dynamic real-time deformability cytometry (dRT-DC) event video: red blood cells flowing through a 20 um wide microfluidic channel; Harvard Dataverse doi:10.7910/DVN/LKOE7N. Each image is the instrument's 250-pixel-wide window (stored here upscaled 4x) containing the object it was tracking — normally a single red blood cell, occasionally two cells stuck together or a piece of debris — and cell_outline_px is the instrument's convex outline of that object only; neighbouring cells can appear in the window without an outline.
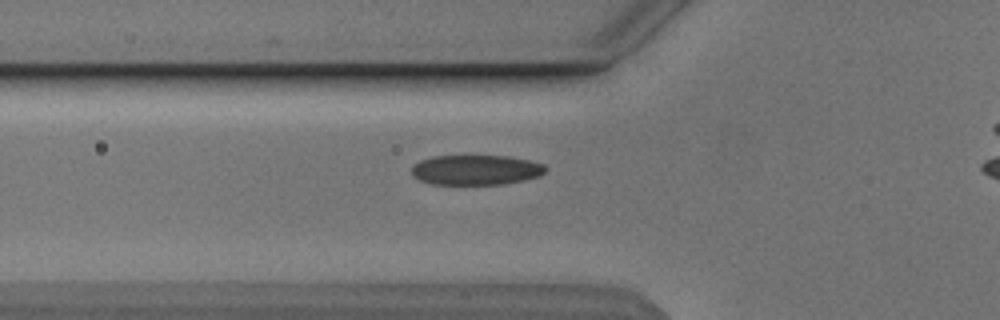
{"species": "Egyptian fruit bat (a non-hibernating species)", "species_latin": "Rousettus aegyptiacus", "temperature_condition": "cold", "stored_images_in_passage": 41, "camera_frame_rate_fps": 3000, "um_per_image_px": 0.085, "animal": {"sex": "male"}, "frame": {"image": 1, "passage_image": 12, "time_ms": 3.667, "image_size_px": [1000, 320], "cell_outline_px": [[548, 168], [540, 176], [524, 180], [500, 184], [432, 184], [420, 180], [412, 176], [412, 164], [420, 160], [432, 156], [508, 156], [528, 160], [544, 164]], "centroid_in_image_um": [40.44, 14.44], "position_along_channel_um": 85.4, "area_um2": 23.47}}
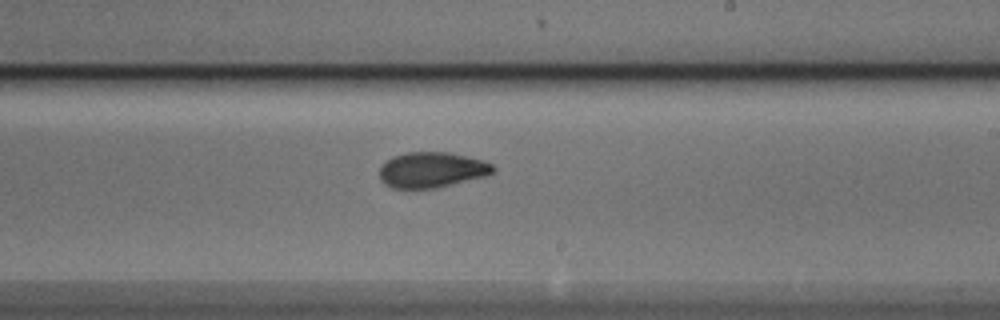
{"frame": {"image": 2, "passage_image": 25, "time_ms": 8.0, "image_size_px": [1000, 320], "cell_outline_px": [[496, 172], [488, 176], [436, 188], [392, 188], [384, 184], [380, 180], [380, 168], [392, 156], [408, 152], [448, 152], [484, 160], [492, 164], [496, 168]], "centroid_in_image_um": [36.75, 14.44], "position_along_channel_um": 252.2, "area_um2": 23.7}}
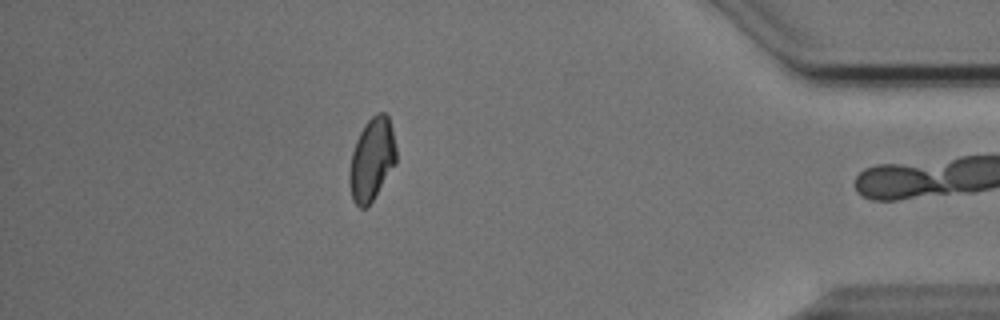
{"frame": {"image": 3, "passage_image": 40, "time_ms": 13.0, "image_size_px": [1000, 320], "cell_outline_px": [[396, 164], [372, 200], [364, 208], [360, 208], [352, 200], [348, 180], [352, 152], [356, 140], [364, 124], [376, 112], [384, 112], [388, 116], [392, 128], [396, 148]], "centroid_in_image_um": [31.6, 13.52], "position_along_channel_um": 403.6, "area_um2": 22.48}, "authors_computed_cell_mechanics": {"area_um2": 23.0044, "velocity_mm_per_s": 3.8472, "shape_relaxation_time_tau1_ms": 2.4835, "shape_relaxation_time_tau2_ms": 1.3715, "deformation_change_tau1": 0.1199, "deformation_change_tau2": 0.0612}}